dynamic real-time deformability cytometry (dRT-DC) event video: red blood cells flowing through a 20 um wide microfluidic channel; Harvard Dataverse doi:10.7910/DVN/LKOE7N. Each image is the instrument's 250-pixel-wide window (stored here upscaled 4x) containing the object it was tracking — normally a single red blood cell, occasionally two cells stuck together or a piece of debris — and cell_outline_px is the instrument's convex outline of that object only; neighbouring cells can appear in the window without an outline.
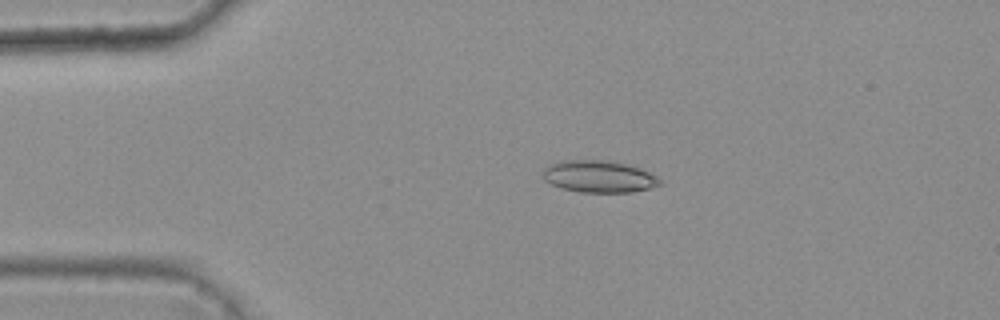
{"species": "common noctule bat (a hibernating species)", "species_latin": "Nyctalus noctula", "temperature_condition": "warm", "stored_images_in_passage": 45, "camera_frame_rate_fps": 3000, "um_per_image_px": 0.085, "animal": {"sex": "female", "body_mass_g": 25.1}, "frame": {"image": 1, "passage_image": 10, "time_ms": 3.0, "image_size_px": [1000, 320], "cell_outline_px": [[660, 184], [648, 188], [632, 192], [580, 192], [564, 188], [552, 184], [544, 180], [544, 168], [548, 164], [560, 160], [604, 160], [628, 164], [648, 172], [656, 176], [660, 180]], "centroid_in_image_um": [50.87, 14.99], "position_along_channel_um": 34.1, "area_um2": 21.56}}
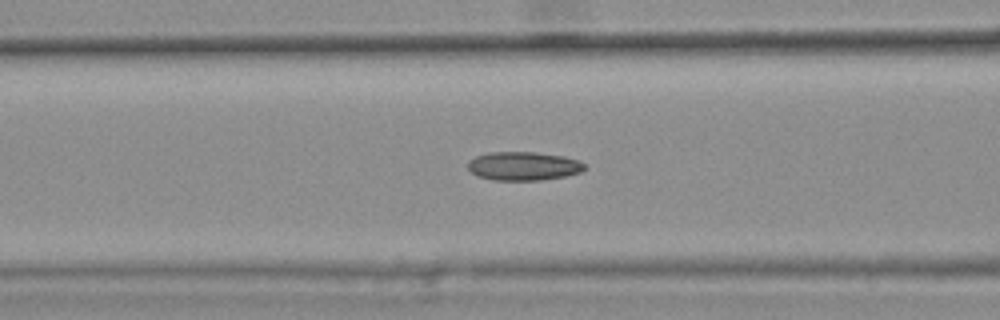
{"frame": {"image": 2, "passage_image": 20, "time_ms": 6.333, "image_size_px": [1000, 320], "cell_outline_px": [[584, 168], [580, 172], [564, 176], [540, 180], [492, 180], [476, 176], [468, 168], [468, 160], [476, 156], [488, 152], [536, 152], [564, 156], [580, 160], [584, 164]], "centroid_in_image_um": [44.46, 14.11], "position_along_channel_um": 122.1, "area_um2": 19.54}}
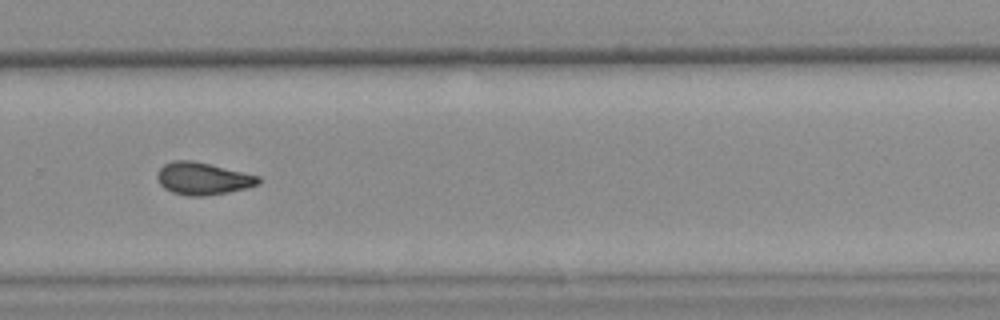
{"frame": {"image": 3, "passage_image": 35, "time_ms": 11.333, "image_size_px": [1000, 320], "cell_outline_px": [[260, 184], [248, 188], [228, 192], [204, 196], [188, 196], [172, 192], [164, 188], [160, 184], [156, 176], [160, 168], [164, 164], [172, 160], [192, 160], [244, 172], [260, 176]], "centroid_in_image_um": [17.25, 15.18], "position_along_channel_um": 312.6, "area_um2": 19.13}, "authors_computed_cell_mechanics": {"area_um2": 19.074, "velocity_mm_per_s": 3.8179, "shape_relaxation_time_tau1_ms": null, "shape_relaxation_time_tau2_ms": 3.473, "deformation_change_tau1": null, "deformation_change_tau2": 0.1031}}